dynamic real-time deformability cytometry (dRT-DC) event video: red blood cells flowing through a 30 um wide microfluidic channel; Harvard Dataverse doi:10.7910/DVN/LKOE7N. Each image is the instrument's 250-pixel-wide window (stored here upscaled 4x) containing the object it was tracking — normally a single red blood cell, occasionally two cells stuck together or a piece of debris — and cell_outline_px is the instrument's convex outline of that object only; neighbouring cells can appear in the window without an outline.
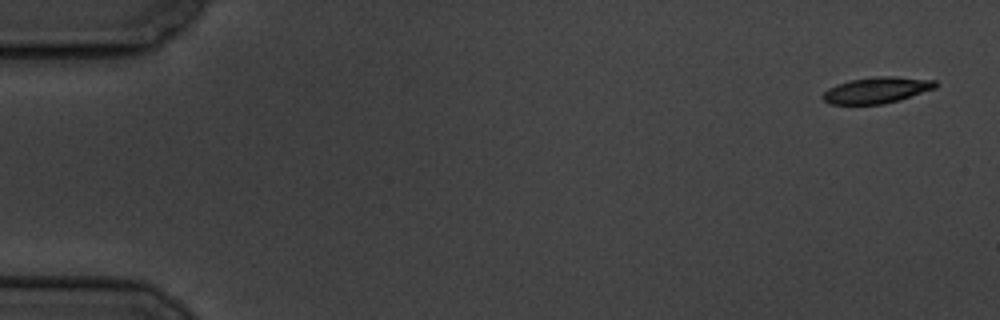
{"species": "common noctule bat (a hibernating species)", "species_latin": "Nyctalus noctula", "temperature_condition": "cold", "stored_images_in_passage": 13, "camera_frame_rate_fps": 3000, "um_per_image_px": 0.085, "animal": {"sex": "male", "body_mass_g": 19.5, "forearm_length_mm": 54.6}, "frame": {"image": 1, "passage_image": 1, "time_ms": 0.0, "image_size_px": [1000, 320], "cell_outline_px": [[936, 88], [900, 100], [884, 104], [828, 104], [820, 96], [828, 88], [836, 84], [852, 80], [876, 76], [896, 76], [936, 80]], "centroid_in_image_um": [74.52, 7.66], "position_along_channel_um": 10.5, "area_um2": 17.28}}
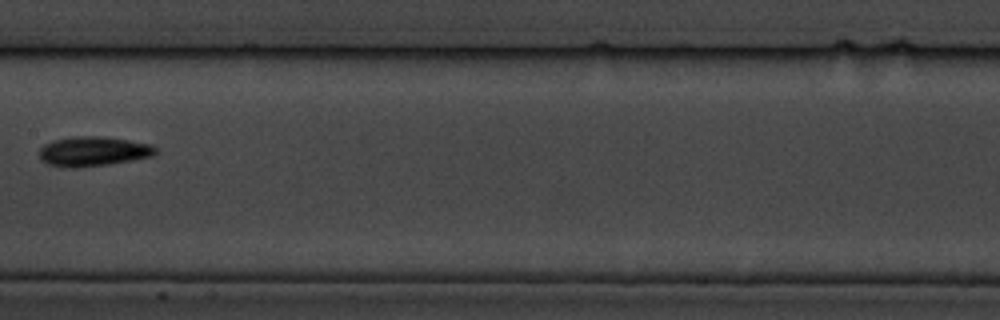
{"frame": {"image": 2, "passage_image": 8, "time_ms": 9.333, "image_size_px": [1000, 320], "cell_outline_px": [[156, 152], [152, 156], [132, 160], [108, 164], [80, 168], [64, 168], [48, 164], [40, 160], [40, 148], [44, 144], [56, 140], [72, 136], [104, 136], [152, 144], [156, 148]], "centroid_in_image_um": [7.9, 12.87], "position_along_channel_um": 199.5, "area_um2": 20.23}}
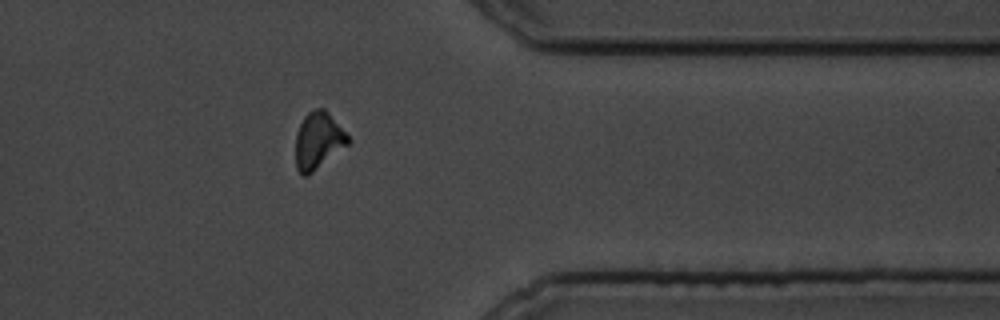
{"frame": {"image": 3, "passage_image": 13, "time_ms": 15.0, "image_size_px": [1000, 320], "cell_outline_px": [[352, 140], [348, 144], [308, 176], [304, 176], [296, 168], [296, 132], [304, 116], [308, 112], [316, 108], [324, 108], [328, 112]], "centroid_in_image_um": [27.04, 11.95], "position_along_channel_um": 384.4, "area_um2": 17.28}, "authors_computed_cell_mechanics": {"area_um2": 17.8024, "velocity_mm_per_s": 3.4599, "shape_relaxation_time_tau1_ms": 2.2221, "shape_relaxation_time_tau2_ms": 9.1, "deformation_change_tau1": 0.104, "deformation_change_tau2": 0.1491}}